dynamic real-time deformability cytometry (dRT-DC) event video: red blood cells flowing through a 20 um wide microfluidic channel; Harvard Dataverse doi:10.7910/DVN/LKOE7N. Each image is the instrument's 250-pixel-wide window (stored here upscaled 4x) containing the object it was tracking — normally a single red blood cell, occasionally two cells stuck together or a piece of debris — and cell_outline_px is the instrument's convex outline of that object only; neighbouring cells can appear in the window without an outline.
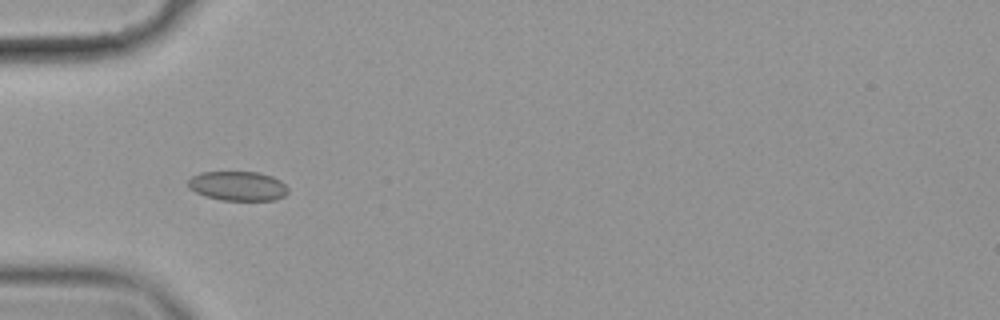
{"species": "common noctule bat (a hibernating species)", "species_latin": "Nyctalus noctula", "temperature_condition": "cold", "stored_images_in_passage": 40, "camera_frame_rate_fps": 3000, "um_per_image_px": 0.085, "animal": {"sex": "female", "body_mass_g": 19.9}, "frame": {"image": 1, "passage_image": 1, "time_ms": 0.0, "image_size_px": [1000, 320], "cell_outline_px": [[288, 192], [284, 196], [276, 200], [220, 200], [204, 196], [188, 188], [188, 180], [192, 176], [200, 172], [260, 172], [272, 176], [280, 180], [288, 188]], "centroid_in_image_um": [20.21, 15.81], "position_along_channel_um": 64.8, "area_um2": 17.28}}
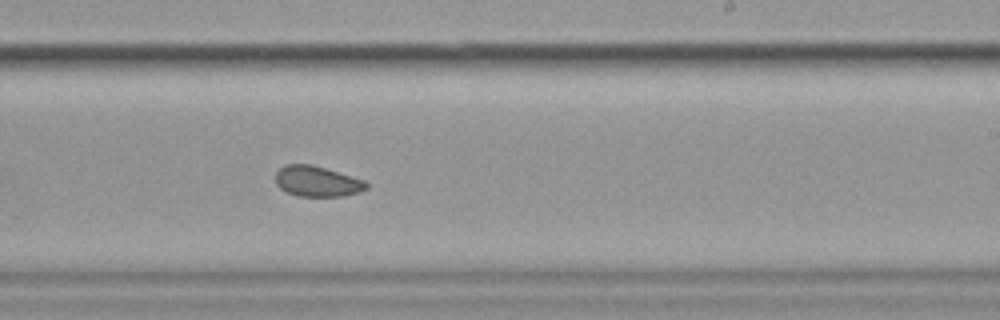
{"frame": {"image": 2, "passage_image": 18, "time_ms": 5.667, "image_size_px": [1000, 320], "cell_outline_px": [[368, 188], [344, 196], [300, 196], [288, 192], [280, 188], [276, 184], [276, 172], [284, 164], [312, 164], [364, 180], [368, 184]], "centroid_in_image_um": [26.93, 15.4], "position_along_channel_um": 262.1, "area_um2": 16.01}}
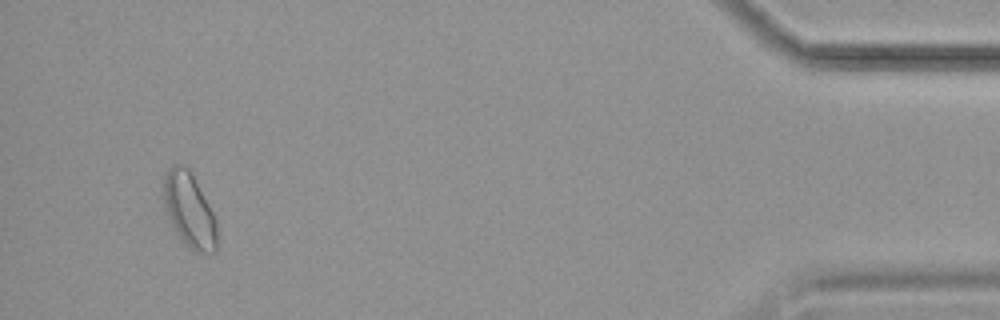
{"frame": {"image": 3, "passage_image": 37, "time_ms": 12.0, "image_size_px": [1000, 320], "cell_outline_px": [[216, 252], [196, 252], [188, 248], [172, 224], [164, 200], [164, 176], [168, 168], [176, 164], [184, 164], [188, 168], [212, 212], [216, 220]], "centroid_in_image_um": [16.09, 17.86], "position_along_channel_um": 419.1, "area_um2": 22.37}, "authors_computed_cell_mechanics": {"area_um2": 16.9643, "velocity_mm_per_s": 3.519, "shape_relaxation_time_tau1_ms": null, "shape_relaxation_time_tau2_ms": 3.5244, "deformation_change_tau1": null, "deformation_change_tau2": 0.0715}}